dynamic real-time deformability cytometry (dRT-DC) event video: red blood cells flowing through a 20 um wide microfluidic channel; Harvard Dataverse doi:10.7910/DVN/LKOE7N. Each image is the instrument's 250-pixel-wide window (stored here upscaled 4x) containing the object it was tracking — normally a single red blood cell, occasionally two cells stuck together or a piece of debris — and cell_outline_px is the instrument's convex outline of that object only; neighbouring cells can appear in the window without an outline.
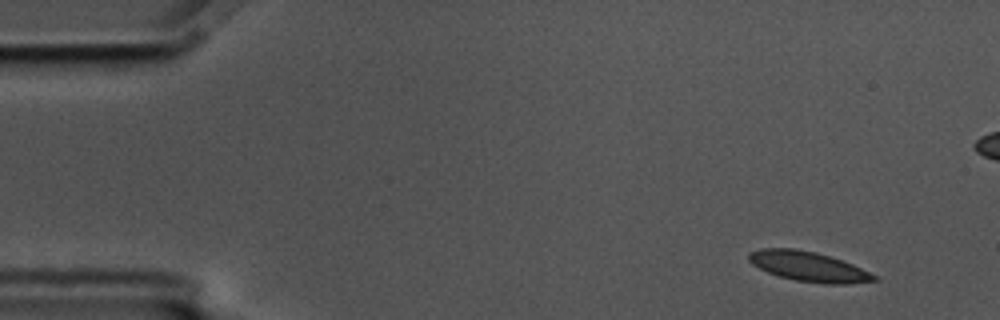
{"species": "common noctule bat (a hibernating species)", "species_latin": "Nyctalus noctula", "temperature_condition": "cold", "stored_images_in_passage": 13, "camera_frame_rate_fps": 3000, "um_per_image_px": 0.085, "animal": {"sex": "male", "body_mass_g": 17.5, "forearm_length_mm": 52.3}, "frame": {"image": 1, "passage_image": 1, "time_ms": 0.0, "image_size_px": [1000, 320], "cell_outline_px": [[880, 280], [848, 284], [828, 284], [796, 280], [780, 276], [768, 272], [752, 264], [748, 260], [748, 252], [760, 248], [796, 248], [816, 252], [852, 264], [876, 276]], "centroid_in_image_um": [68.69, 22.64], "position_along_channel_um": 16.3, "area_um2": 21.62}}